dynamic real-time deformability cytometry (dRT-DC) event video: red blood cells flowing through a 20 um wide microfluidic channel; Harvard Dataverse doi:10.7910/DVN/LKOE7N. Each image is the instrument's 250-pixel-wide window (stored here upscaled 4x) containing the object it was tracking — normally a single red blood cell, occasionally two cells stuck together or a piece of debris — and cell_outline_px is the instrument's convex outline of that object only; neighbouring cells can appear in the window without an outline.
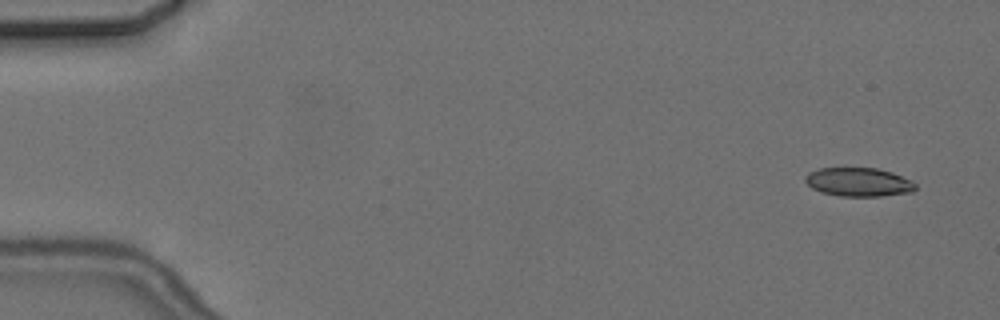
{"species": "common noctule bat (a hibernating species)", "species_latin": "Nyctalus noctula", "temperature_condition": "cold", "stored_images_in_passage": 5, "camera_frame_rate_fps": 3000, "um_per_image_px": 0.085, "animal": {"sex": "female", "body_mass_g": 24.6, "forearm_length_mm": 56.2}, "frame": {"image": 1, "passage_image": 1, "time_ms": 0.0, "image_size_px": [1000, 320], "cell_outline_px": [[916, 188], [912, 192], [880, 196], [840, 196], [824, 192], [812, 188], [804, 180], [804, 176], [808, 172], [820, 168], [876, 168], [892, 172], [912, 180], [916, 184]], "centroid_in_image_um": [72.99, 15.47], "position_along_channel_um": 12.0, "area_um2": 18.44}}